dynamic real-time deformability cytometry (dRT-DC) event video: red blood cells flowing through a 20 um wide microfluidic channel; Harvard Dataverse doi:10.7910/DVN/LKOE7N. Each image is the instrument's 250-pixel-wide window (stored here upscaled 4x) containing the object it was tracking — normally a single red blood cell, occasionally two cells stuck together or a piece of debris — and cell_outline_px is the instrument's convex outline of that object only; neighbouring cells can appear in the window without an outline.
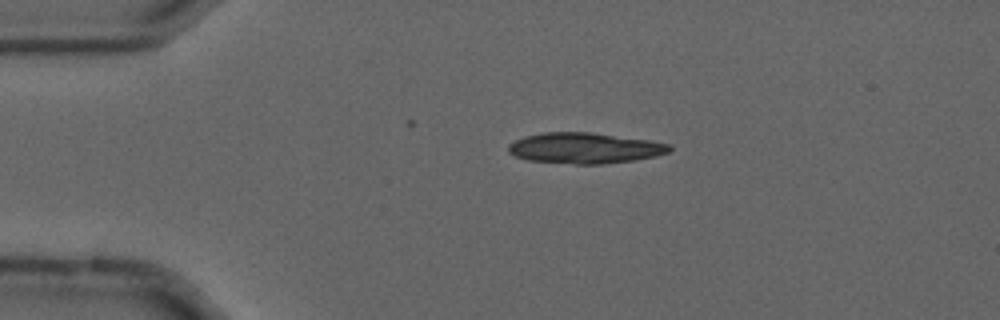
{"species": "common noctule bat (a hibernating species)", "species_latin": "Nyctalus noctula", "temperature_condition": "cold", "stored_images_in_passage": 37, "segment_of_instrument_passage": [1, 2], "camera_frame_rate_fps": 3000, "um_per_image_px": 0.085, "animal": {"sex": "male", "forearm_length_mm": 52.5}, "frame": {"image": 1, "passage_image": 1, "time_ms": 0.0, "image_size_px": [1000, 320], "cell_outline_px": [[672, 148], [668, 152], [656, 156], [636, 160], [604, 164], [576, 164], [528, 160], [516, 156], [508, 152], [508, 144], [524, 136], [544, 132], [592, 132], [648, 140], [672, 144]], "centroid_in_image_um": [49.72, 12.58], "position_along_channel_um": 35.3, "area_um2": 28.96}}